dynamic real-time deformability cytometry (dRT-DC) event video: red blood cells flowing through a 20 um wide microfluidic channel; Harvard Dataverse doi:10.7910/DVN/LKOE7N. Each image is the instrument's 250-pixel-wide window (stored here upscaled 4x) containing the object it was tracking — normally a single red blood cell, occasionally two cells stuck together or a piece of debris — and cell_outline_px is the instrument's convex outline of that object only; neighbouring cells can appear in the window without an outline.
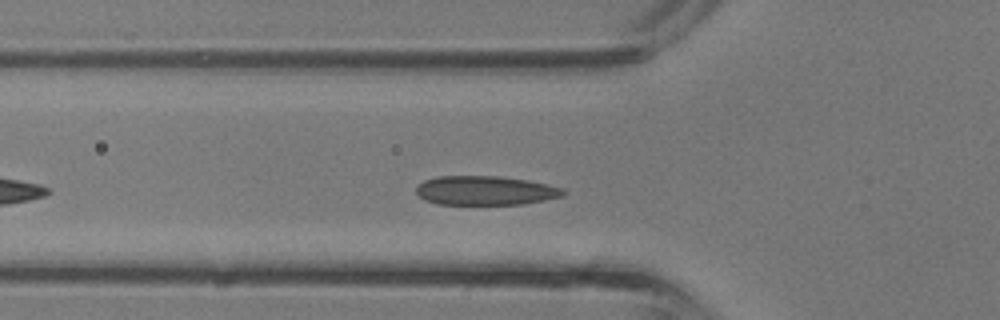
{"species": "common noctule bat (a hibernating species)", "species_latin": "Nyctalus noctula", "temperature_condition": "room temperature", "stored_images_in_passage": 28, "camera_frame_rate_fps": 3000, "um_per_image_px": 0.085, "animal": {"sex": "male", "body_mass_g": 13.3}, "frame": {"image": 1, "passage_image": 5, "time_ms": 1.333, "image_size_px": [1000, 320], "cell_outline_px": [[568, 192], [564, 196], [524, 204], [436, 204], [424, 200], [416, 192], [416, 184], [424, 180], [436, 176], [500, 176], [528, 180], [548, 184], [564, 188]], "centroid_in_image_um": [41.27, 16.19], "position_along_channel_um": 84.5, "area_um2": 25.32}}
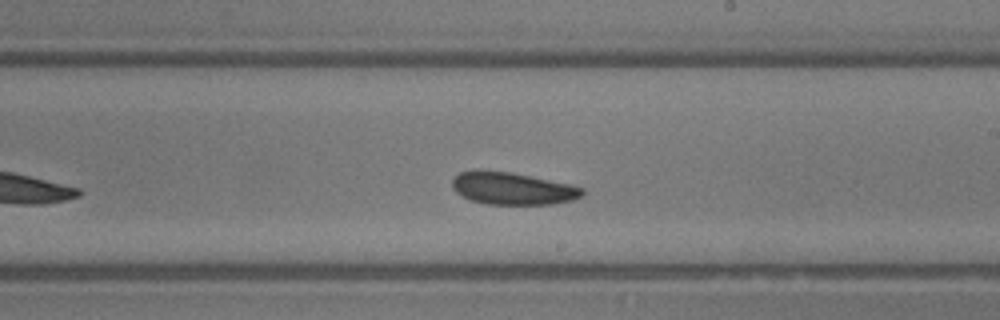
{"frame": {"image": 2, "passage_image": 14, "time_ms": 4.333, "image_size_px": [1000, 320], "cell_outline_px": [[584, 192], [580, 196], [572, 200], [552, 204], [484, 204], [472, 200], [456, 192], [452, 188], [452, 180], [460, 172], [476, 168], [480, 168], [508, 172], [572, 184], [584, 188]], "centroid_in_image_um": [43.53, 16.0], "position_along_channel_um": 245.5, "area_um2": 24.62}}
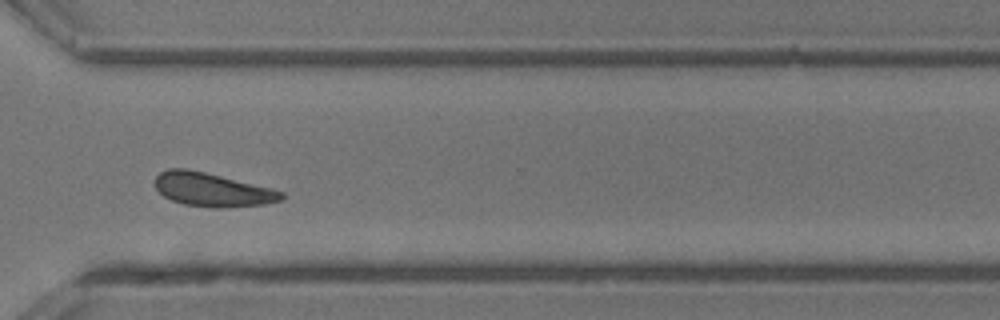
{"frame": {"image": 3, "passage_image": 20, "time_ms": 6.333, "image_size_px": [1000, 320], "cell_outline_px": [[284, 196], [280, 200], [264, 204], [220, 208], [216, 208], [184, 204], [172, 200], [164, 196], [156, 188], [152, 180], [160, 172], [168, 168], [188, 168], [272, 188], [284, 192]], "centroid_in_image_um": [18.0, 16.11], "position_along_channel_um": 352.6, "area_um2": 24.8}}